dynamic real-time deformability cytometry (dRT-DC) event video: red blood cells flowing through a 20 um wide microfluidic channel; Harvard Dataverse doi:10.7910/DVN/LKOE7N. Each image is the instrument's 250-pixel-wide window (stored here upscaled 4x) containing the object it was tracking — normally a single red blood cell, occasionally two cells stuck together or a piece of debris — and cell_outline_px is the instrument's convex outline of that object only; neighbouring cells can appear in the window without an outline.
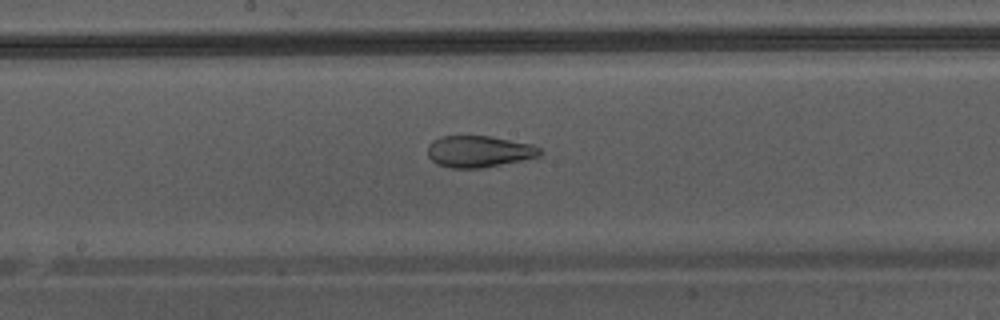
{"species": "Egyptian fruit bat (a non-hibernating species)", "species_latin": "Rousettus aegyptiacus", "temperature_condition": "warm", "stored_images_in_passage": 38, "camera_frame_rate_fps": 3000, "um_per_image_px": 0.085, "animal": {"sex": "male"}, "frame": {"image": 1, "passage_image": 17, "time_ms": 5.333, "image_size_px": [1000, 320], "cell_outline_px": [[544, 152], [540, 156], [480, 168], [452, 168], [436, 164], [428, 156], [428, 144], [432, 140], [440, 136], [492, 136], [532, 144], [540, 148]], "centroid_in_image_um": [40.7, 12.86], "position_along_channel_um": 207.5, "area_um2": 20.69}}